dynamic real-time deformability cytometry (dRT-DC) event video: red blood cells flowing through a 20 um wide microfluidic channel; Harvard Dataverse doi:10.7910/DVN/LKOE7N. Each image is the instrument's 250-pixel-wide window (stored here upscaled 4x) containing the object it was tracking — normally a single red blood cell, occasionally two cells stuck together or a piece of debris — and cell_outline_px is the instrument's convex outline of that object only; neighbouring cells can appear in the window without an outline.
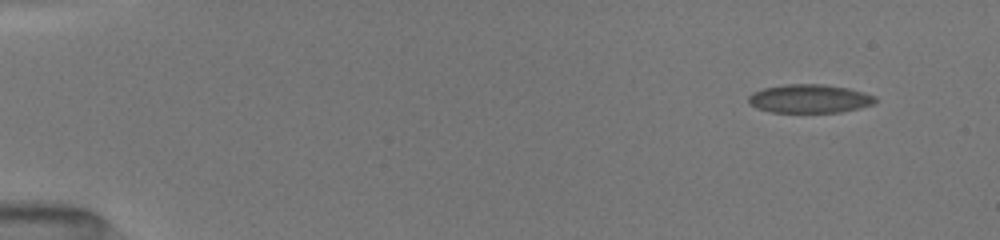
{"species": "common noctule bat (a hibernating species)", "species_latin": "Nyctalus noctula", "temperature_condition": "room temperature", "stored_images_in_passage": 10, "camera_frame_rate_fps": 3000, "um_per_image_px": 0.085, "animal": {"sex": "female", "body_mass_g": 19.5, "forearm_length_mm": 54.1}, "frame": {"image": 1, "passage_image": 4, "time_ms": 1.0, "image_size_px": [1000, 240], "cell_outline_px": [[876, 100], [872, 104], [840, 112], [772, 112], [756, 108], [748, 100], [748, 96], [752, 92], [764, 88], [784, 84], [820, 84], [848, 88], [876, 96]], "centroid_in_image_um": [68.77, 8.38], "position_along_channel_um": 16.2, "area_um2": 20.87}}